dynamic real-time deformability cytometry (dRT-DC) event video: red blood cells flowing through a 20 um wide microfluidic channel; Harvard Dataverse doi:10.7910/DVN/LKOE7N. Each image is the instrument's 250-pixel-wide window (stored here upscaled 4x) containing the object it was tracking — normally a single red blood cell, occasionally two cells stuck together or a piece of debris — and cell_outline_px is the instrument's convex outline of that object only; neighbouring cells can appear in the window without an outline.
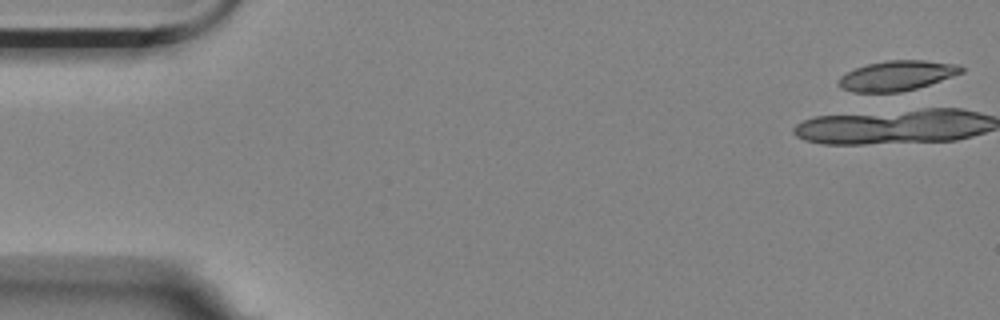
{"species": "Egyptian fruit bat (a non-hibernating species)", "species_latin": "Rousettus aegyptiacus", "temperature_condition": "room temperature", "stored_images_in_passage": 18, "camera_frame_rate_fps": 3000, "um_per_image_px": 0.085, "animal": {"sex": "female"}, "frame": {"image": 1, "passage_image": 1, "time_ms": 0.0, "image_size_px": [1000, 320], "cell_outline_px": [[964, 72], [916, 88], [900, 92], [852, 92], [840, 88], [836, 84], [840, 76], [856, 68], [868, 64], [888, 60], [924, 60], [960, 64], [964, 68]], "centroid_in_image_um": [76.22, 6.43], "position_along_channel_um": 8.8, "area_um2": 21.39}}